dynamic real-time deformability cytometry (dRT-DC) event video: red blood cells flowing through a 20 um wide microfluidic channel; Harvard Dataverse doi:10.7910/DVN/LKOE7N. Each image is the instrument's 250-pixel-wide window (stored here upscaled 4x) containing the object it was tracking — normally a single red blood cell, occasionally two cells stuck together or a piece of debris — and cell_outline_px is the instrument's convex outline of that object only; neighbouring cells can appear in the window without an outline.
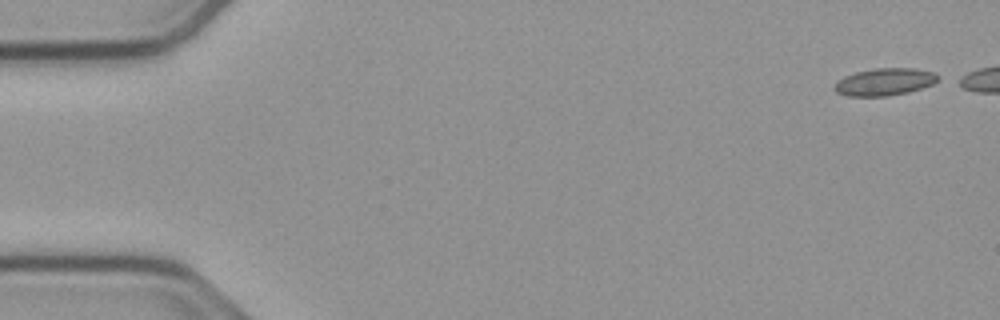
{"species": "common noctule bat (a hibernating species)", "species_latin": "Nyctalus noctula", "temperature_condition": "cold", "stored_images_in_passage": 46, "camera_frame_rate_fps": 3000, "um_per_image_px": 0.085, "animal": {"sex": "male", "body_mass_g": 23.1, "forearm_length_mm": 52.7}, "frame": {"image": 1, "passage_image": 1, "time_ms": 0.0, "image_size_px": [1000, 320], "cell_outline_px": [[944, 76], [932, 84], [908, 92], [888, 96], [848, 96], [836, 92], [832, 88], [844, 76], [856, 72], [876, 68], [916, 68], [936, 72]], "centroid_in_image_um": [75.25, 6.95], "position_along_channel_um": 9.7, "area_um2": 16.59}}
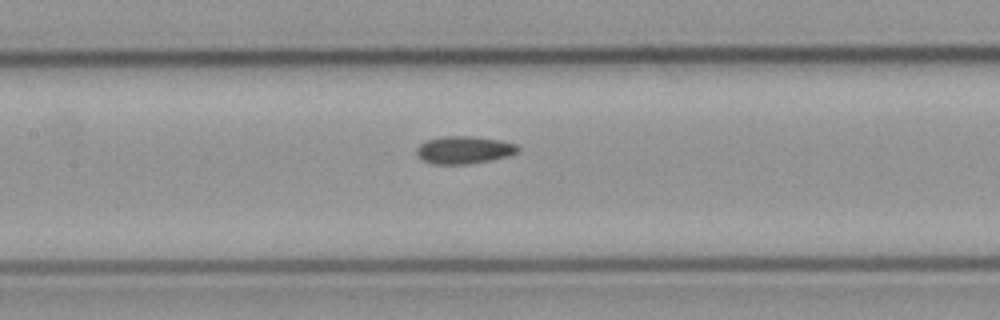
{"frame": {"image": 2, "passage_image": 24, "time_ms": 7.667, "image_size_px": [1000, 320], "cell_outline_px": [[520, 148], [516, 152], [504, 156], [488, 160], [464, 164], [432, 164], [416, 156], [416, 148], [420, 144], [428, 140], [444, 136], [472, 136], [500, 140], [516, 144]], "centroid_in_image_um": [39.39, 12.73], "position_along_channel_um": 168.0, "area_um2": 16.01}}
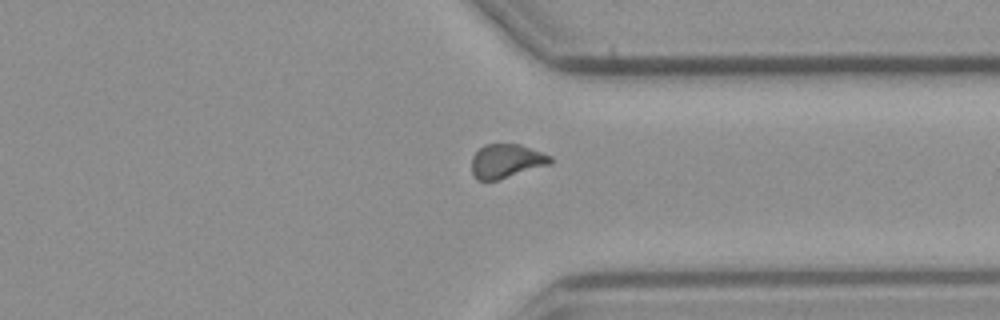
{"frame": {"image": 3, "passage_image": 40, "time_ms": 13.0, "image_size_px": [1000, 320], "cell_outline_px": [[552, 160], [548, 164], [496, 180], [476, 180], [472, 172], [472, 156], [484, 144], [520, 144], [552, 156]], "centroid_in_image_um": [43.0, 13.67], "position_along_channel_um": 368.4, "area_um2": 15.26}, "authors_computed_cell_mechanics": {"area_um2": 15.9239, "velocity_mm_per_s": 3.779, "shape_relaxation_time_tau1_ms": null, "shape_relaxation_time_tau2_ms": 3.7044, "deformation_change_tau1": null, "deformation_change_tau2": 0.0832}}